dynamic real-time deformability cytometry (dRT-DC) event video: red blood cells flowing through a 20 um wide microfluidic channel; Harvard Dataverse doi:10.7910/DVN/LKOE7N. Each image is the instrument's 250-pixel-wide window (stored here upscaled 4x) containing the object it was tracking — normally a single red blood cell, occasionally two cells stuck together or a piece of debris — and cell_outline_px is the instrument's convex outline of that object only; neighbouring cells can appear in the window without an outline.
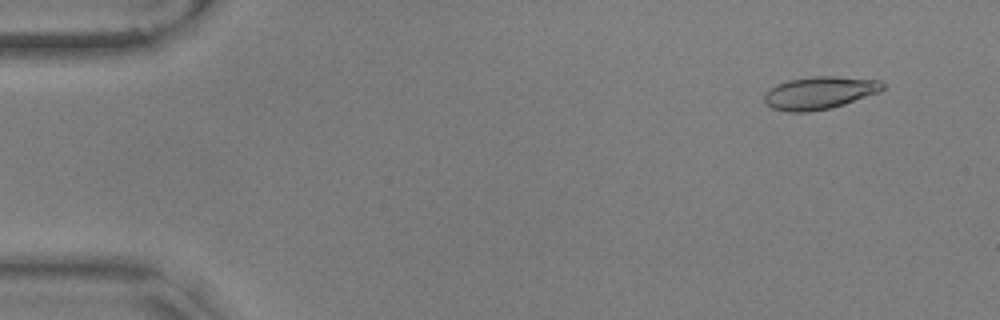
{"species": "common noctule bat (a hibernating species)", "species_latin": "Nyctalus noctula", "temperature_condition": "warm", "stored_images_in_passage": 57, "camera_frame_rate_fps": 3000, "um_per_image_px": 0.085, "animal": {"sex": "male", "body_mass_g": 17.9, "forearm_length_mm": 54.2}, "frame": {"image": 1, "passage_image": 5, "time_ms": 1.333, "image_size_px": [1000, 320], "cell_outline_px": [[884, 88], [880, 92], [832, 108], [808, 112], [788, 112], [772, 108], [764, 100], [764, 92], [776, 84], [788, 80], [816, 76], [832, 76], [880, 80], [884, 84]], "centroid_in_image_um": [69.65, 7.89], "position_along_channel_um": 15.3, "area_um2": 22.54}}
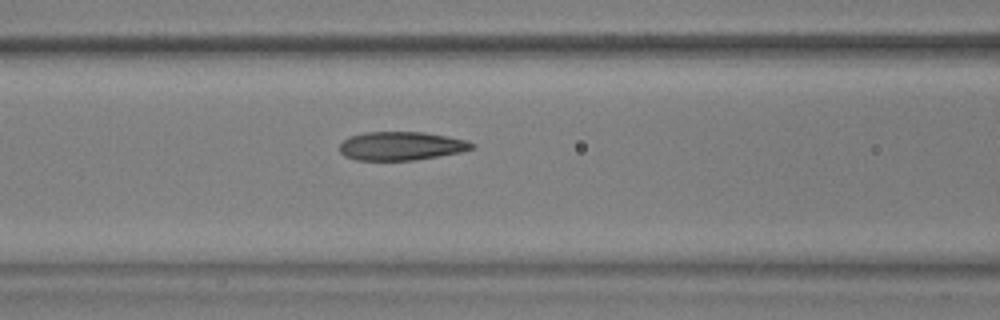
{"frame": {"image": 2, "passage_image": 24, "time_ms": 7.667, "image_size_px": [1000, 320], "cell_outline_px": [[476, 148], [460, 152], [416, 160], [356, 160], [344, 156], [340, 152], [340, 144], [348, 136], [364, 132], [424, 132], [468, 140], [476, 144]], "centroid_in_image_um": [34.11, 12.4], "position_along_channel_um": 132.5, "area_um2": 22.2}}
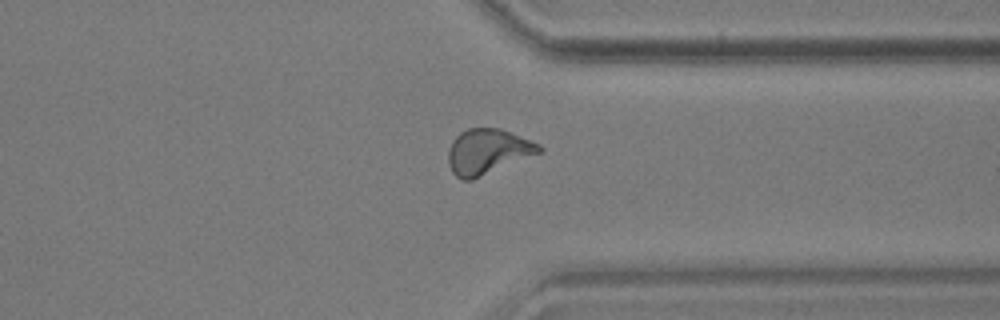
{"frame": {"image": 3, "passage_image": 44, "time_ms": 14.333, "image_size_px": [1000, 320], "cell_outline_px": [[544, 152], [472, 180], [460, 180], [452, 172], [448, 164], [448, 148], [452, 140], [460, 132], [468, 128], [500, 128], [540, 144], [544, 148]], "centroid_in_image_um": [41.46, 12.89], "position_along_channel_um": 369.9, "area_um2": 24.33}, "authors_computed_cell_mechanics": {"area_um2": 22.542, "velocity_mm_per_s": 3.5826, "shape_relaxation_time_tau1_ms": 6.7237, "shape_relaxation_time_tau2_ms": 1.5463, "deformation_change_tau1": 0.1998, "deformation_change_tau2": 0.0795}}